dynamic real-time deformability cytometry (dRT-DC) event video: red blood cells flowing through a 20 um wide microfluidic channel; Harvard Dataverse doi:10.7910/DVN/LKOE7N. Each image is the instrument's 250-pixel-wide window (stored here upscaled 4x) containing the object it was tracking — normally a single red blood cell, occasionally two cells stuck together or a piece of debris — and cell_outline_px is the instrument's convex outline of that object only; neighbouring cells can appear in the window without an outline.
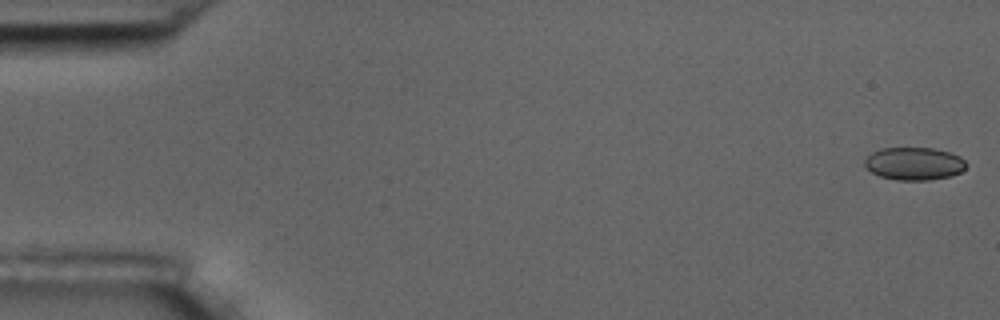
{"species": "common noctule bat (a hibernating species)", "species_latin": "Nyctalus noctula", "temperature_condition": "room temperature", "stored_images_in_passage": 55, "camera_frame_rate_fps": 3000, "um_per_image_px": 0.085, "animal": {"sex": "male", "body_mass_g": 17.5, "forearm_length_mm": 52.3}, "frame": {"image": 1, "passage_image": 1, "time_ms": 0.0, "image_size_px": [1000, 320], "cell_outline_px": [[964, 168], [960, 172], [952, 176], [928, 180], [896, 180], [880, 176], [872, 172], [864, 164], [864, 160], [872, 152], [880, 148], [932, 148], [948, 152], [960, 156], [964, 160]], "centroid_in_image_um": [77.68, 13.91], "position_along_channel_um": 7.3, "area_um2": 19.25}}
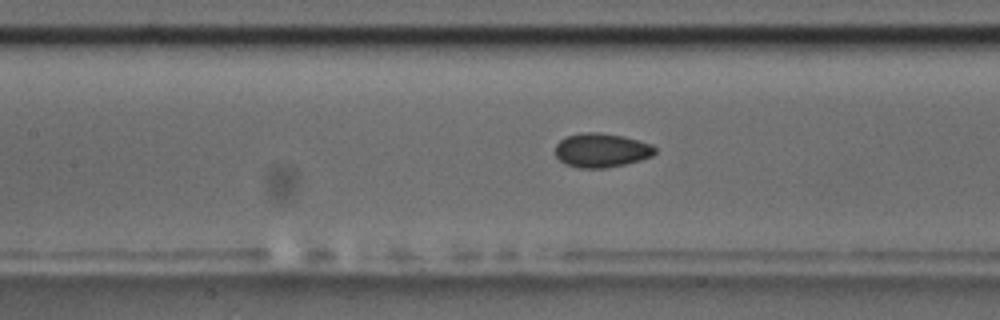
{"frame": {"image": 2, "passage_image": 25, "time_ms": 8.0, "image_size_px": [1000, 320], "cell_outline_px": [[656, 152], [652, 156], [640, 160], [624, 164], [604, 168], [580, 168], [564, 164], [556, 156], [556, 144], [560, 140], [568, 136], [580, 132], [600, 132], [624, 136], [640, 140], [652, 144], [656, 148]], "centroid_in_image_um": [51.13, 12.76], "position_along_channel_um": 156.3, "area_um2": 19.94}}
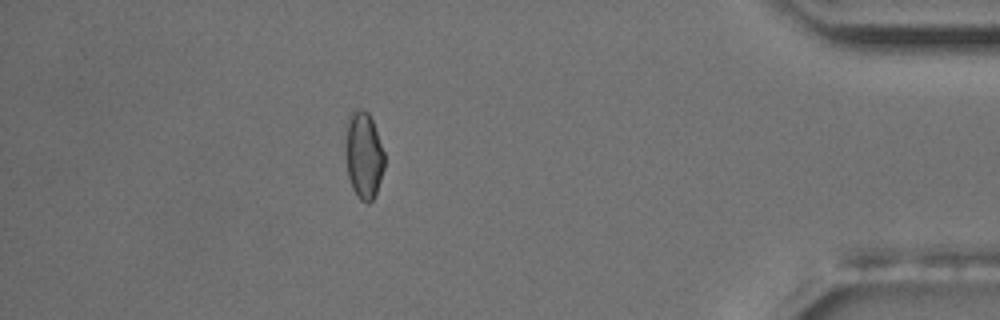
{"frame": {"image": 3, "passage_image": 49, "time_ms": 16.0, "image_size_px": [1000, 320], "cell_outline_px": [[384, 168], [376, 192], [372, 200], [368, 204], [360, 200], [356, 196], [352, 188], [348, 176], [344, 128], [344, 124], [352, 108], [360, 108], [368, 112], [372, 120], [384, 152]], "centroid_in_image_um": [30.88, 13.14], "position_along_channel_um": 404.3, "area_um2": 20.06}, "authors_computed_cell_mechanics": {"area_um2": 19.652, "velocity_mm_per_s": 3.6632, "shape_relaxation_time_tau1_ms": 3.0516, "shape_relaxation_time_tau2_ms": 5.5442, "deformation_change_tau1": 0.0535, "deformation_change_tau2": 0.0618}}